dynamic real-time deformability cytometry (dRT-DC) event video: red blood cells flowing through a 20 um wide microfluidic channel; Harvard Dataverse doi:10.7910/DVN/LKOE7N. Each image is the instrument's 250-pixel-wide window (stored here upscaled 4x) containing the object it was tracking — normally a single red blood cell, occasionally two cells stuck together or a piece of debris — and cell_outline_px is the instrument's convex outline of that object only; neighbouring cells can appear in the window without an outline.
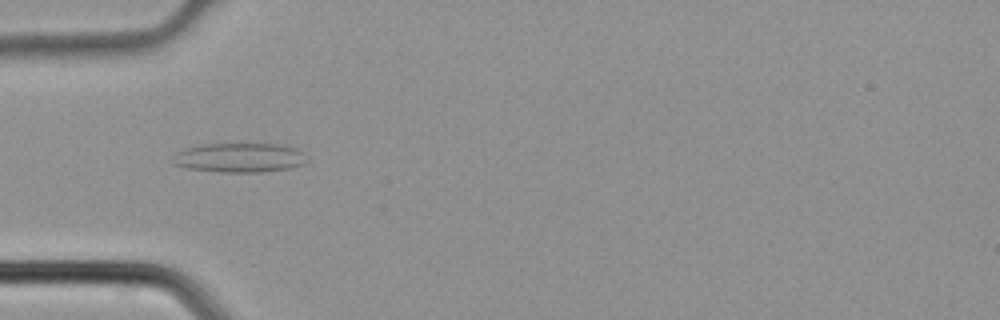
{"species": "common noctule bat (a hibernating species)", "species_latin": "Nyctalus noctula", "temperature_condition": "cold", "stored_images_in_passage": 32, "camera_frame_rate_fps": 3000, "um_per_image_px": 0.085, "animal": {"sex": "male", "body_mass_g": 21.5, "forearm_length_mm": 52.0}, "frame": {"image": 1, "passage_image": 2, "time_ms": 0.333, "image_size_px": [1000, 320], "cell_outline_px": [[308, 160], [304, 164], [288, 168], [260, 172], [220, 172], [188, 168], [172, 164], [172, 160], [176, 152], [184, 148], [204, 144], [276, 144], [296, 148], [304, 152]], "centroid_in_image_um": [20.35, 13.4], "position_along_channel_um": 64.6, "area_um2": 23.0}}
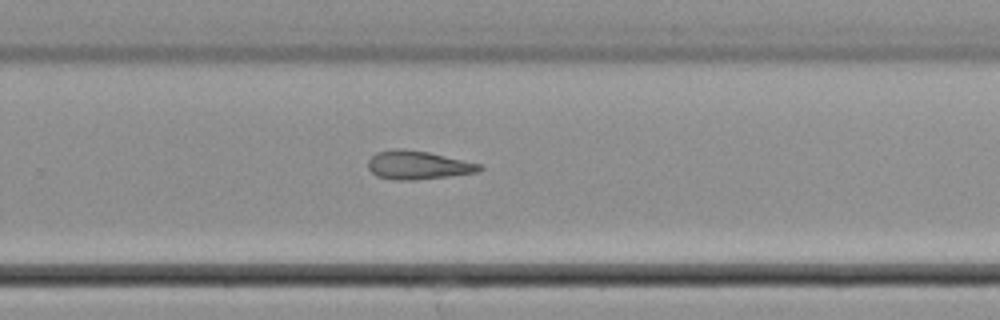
{"frame": {"image": 2, "passage_image": 17, "time_ms": 5.333, "image_size_px": [1000, 320], "cell_outline_px": [[484, 168], [480, 172], [416, 180], [392, 180], [376, 176], [368, 168], [368, 160], [376, 152], [392, 148], [400, 148], [428, 152], [480, 164]], "centroid_in_image_um": [35.5, 14.04], "position_along_channel_um": 294.3, "area_um2": 18.61}}
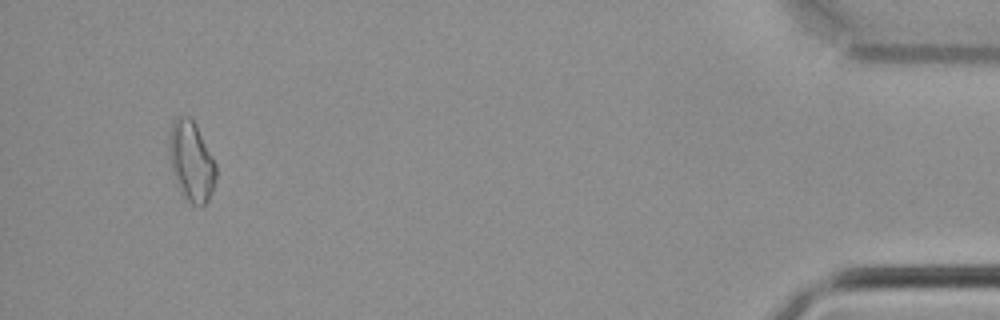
{"frame": {"image": 3, "passage_image": 30, "time_ms": 9.667, "image_size_px": [1000, 320], "cell_outline_px": [[216, 176], [208, 200], [200, 208], [192, 204], [184, 196], [172, 168], [168, 148], [168, 144], [172, 124], [176, 116], [188, 116], [196, 124], [216, 164]], "centroid_in_image_um": [16.27, 13.68], "position_along_channel_um": 418.9, "area_um2": 21.33}}